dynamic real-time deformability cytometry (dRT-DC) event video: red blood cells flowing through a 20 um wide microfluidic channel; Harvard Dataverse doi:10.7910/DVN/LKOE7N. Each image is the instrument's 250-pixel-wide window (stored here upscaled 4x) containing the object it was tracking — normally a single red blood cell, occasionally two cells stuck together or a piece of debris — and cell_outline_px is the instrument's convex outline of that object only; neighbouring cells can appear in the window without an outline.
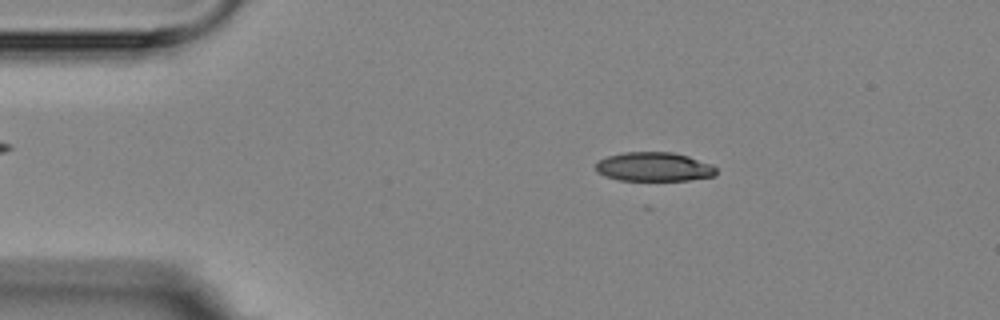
{"species": "Egyptian fruit bat (a non-hibernating species)", "species_latin": "Rousettus aegyptiacus", "temperature_condition": "room temperature", "stored_images_in_passage": 3, "camera_frame_rate_fps": 3000, "um_per_image_px": 0.085, "animal": {"sex": "female"}, "frame": {"image": 1, "passage_image": 1, "time_ms": 0.0, "image_size_px": [1000, 320], "cell_outline_px": [[716, 176], [688, 180], [620, 180], [604, 176], [596, 172], [596, 164], [600, 160], [608, 156], [624, 152], [672, 152], [688, 156], [708, 164], [716, 168]], "centroid_in_image_um": [55.56, 14.18], "position_along_channel_um": 29.4, "area_um2": 20.23}}
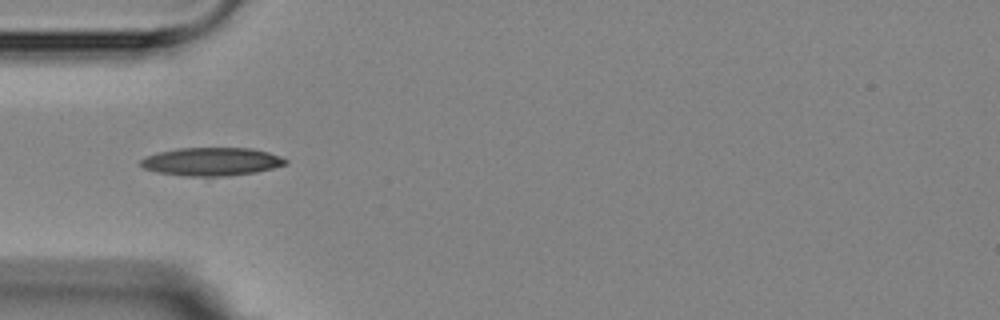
{"frame": {"image": 2, "passage_image": 2, "time_ms": 2.333, "image_size_px": [1000, 320], "cell_outline_px": [[288, 164], [256, 172], [228, 176], [184, 176], [160, 172], [144, 168], [140, 164], [140, 160], [148, 156], [160, 152], [180, 148], [252, 148], [268, 152], [280, 156], [288, 160]], "centroid_in_image_um": [18.04, 13.74], "position_along_channel_um": 67.0, "area_um2": 23.64}}